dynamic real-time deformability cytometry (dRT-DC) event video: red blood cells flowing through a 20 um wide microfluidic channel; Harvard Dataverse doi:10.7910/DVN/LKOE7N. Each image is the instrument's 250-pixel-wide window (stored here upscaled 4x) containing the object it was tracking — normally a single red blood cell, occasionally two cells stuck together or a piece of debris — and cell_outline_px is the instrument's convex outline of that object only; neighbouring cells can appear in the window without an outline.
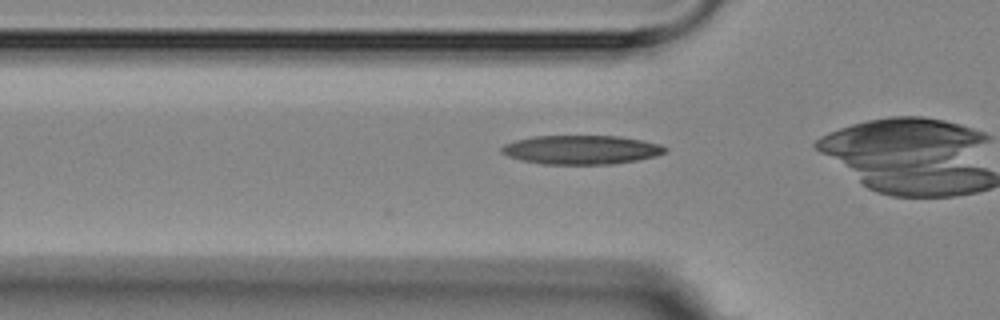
{"species": "Egyptian fruit bat (a non-hibernating species)", "species_latin": "Rousettus aegyptiacus", "temperature_condition": "room temperature", "stored_images_in_passage": 3, "segment_of_instrument_passage": [2, 2], "camera_frame_rate_fps": 3000, "um_per_image_px": 0.085, "animal": {"sex": "female"}, "frame": {"image": 1, "passage_image": 3, "time_ms": 3.0, "image_size_px": [1000, 320], "cell_outline_px": [[668, 148], [664, 152], [656, 156], [636, 160], [612, 164], [540, 164], [520, 160], [508, 156], [500, 152], [500, 148], [504, 144], [516, 140], [532, 136], [620, 136], [660, 144]], "centroid_in_image_um": [49.37, 12.73], "position_along_channel_um": 76.4, "area_um2": 27.63}}